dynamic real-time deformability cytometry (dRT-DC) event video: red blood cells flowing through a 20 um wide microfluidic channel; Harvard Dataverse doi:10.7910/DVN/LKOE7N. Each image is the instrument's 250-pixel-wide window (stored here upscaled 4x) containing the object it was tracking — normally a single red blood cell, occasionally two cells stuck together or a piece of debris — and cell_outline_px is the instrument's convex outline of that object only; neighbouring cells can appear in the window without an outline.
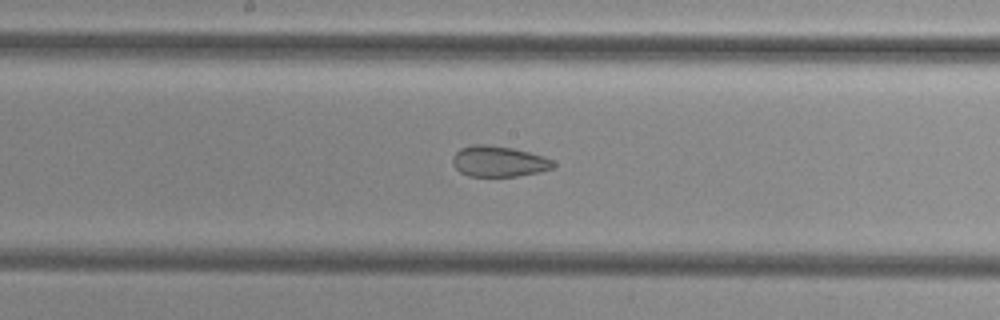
{"species": "common noctule bat (a hibernating species)", "species_latin": "Nyctalus noctula", "temperature_condition": "cold", "stored_images_in_passage": 53, "segment_of_instrument_passage": [2, 2], "camera_frame_rate_fps": 3000, "um_per_image_px": 0.085, "animal": {"sex": "female", "body_mass_g": 29.2, "forearm_length_mm": 56.3}, "frame": {"image": 1, "passage_image": 28, "time_ms": 9.0, "image_size_px": [1000, 320], "cell_outline_px": [[556, 164], [552, 168], [540, 172], [516, 176], [468, 176], [460, 172], [452, 164], [452, 156], [460, 148], [472, 144], [484, 144], [512, 148], [544, 156], [552, 160]], "centroid_in_image_um": [42.37, 13.71], "position_along_channel_um": 205.8, "area_um2": 18.09}}
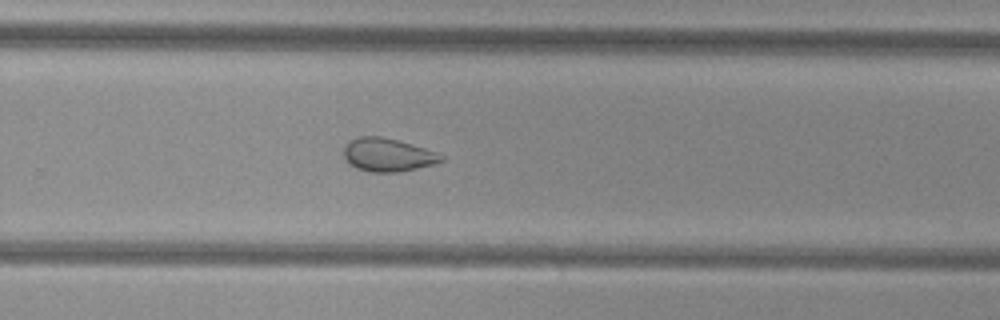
{"frame": {"image": 2, "passage_image": 35, "time_ms": 11.333, "image_size_px": [1000, 320], "cell_outline_px": [[444, 160], [432, 164], [416, 168], [396, 172], [368, 172], [356, 168], [344, 156], [344, 148], [348, 140], [360, 136], [380, 136], [412, 144], [436, 152], [444, 156]], "centroid_in_image_um": [32.94, 13.15], "position_along_channel_um": 296.9, "area_um2": 18.67}}
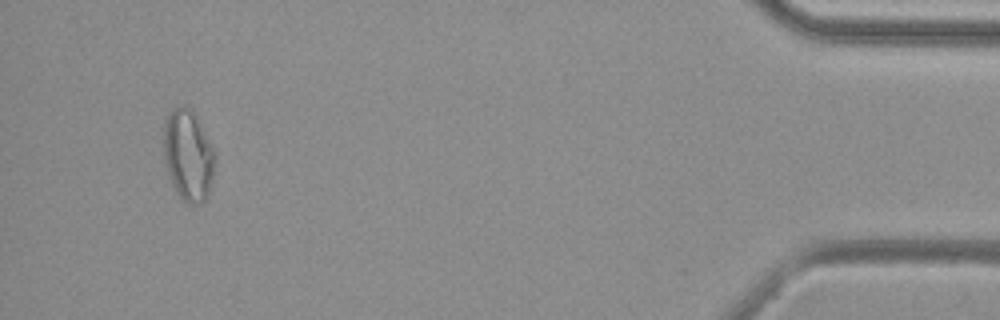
{"frame": {"image": 3, "passage_image": 50, "time_ms": 16.333, "image_size_px": [1000, 320], "cell_outline_px": [[216, 164], [208, 196], [200, 204], [188, 204], [180, 200], [172, 184], [164, 164], [164, 120], [168, 112], [176, 104], [184, 104], [192, 108], [216, 152]], "centroid_in_image_um": [16.0, 13.17], "position_along_channel_um": 419.2, "area_um2": 28.21}}